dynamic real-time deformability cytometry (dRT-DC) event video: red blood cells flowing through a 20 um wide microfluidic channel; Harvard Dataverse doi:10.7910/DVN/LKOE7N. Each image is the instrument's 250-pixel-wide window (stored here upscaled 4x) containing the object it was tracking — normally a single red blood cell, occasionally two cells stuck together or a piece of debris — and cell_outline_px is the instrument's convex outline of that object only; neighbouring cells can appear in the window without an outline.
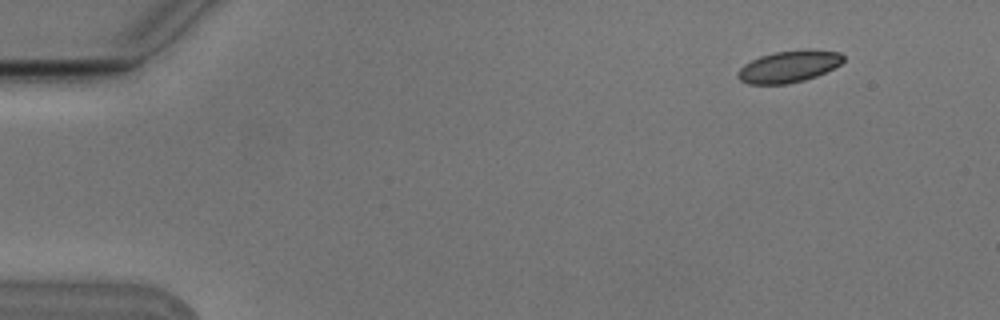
{"species": "Egyptian fruit bat (a non-hibernating species)", "species_latin": "Rousettus aegyptiacus", "temperature_condition": "cold", "stored_images_in_passage": 4, "camera_frame_rate_fps": 3000, "um_per_image_px": 0.085, "animal": {"sex": "male"}, "frame": {"image": 1, "passage_image": 2, "time_ms": 0.333, "image_size_px": [1000, 320], "cell_outline_px": [[844, 60], [840, 64], [816, 76], [804, 80], [788, 84], [748, 84], [740, 80], [736, 76], [740, 68], [744, 64], [760, 56], [776, 52], [840, 52], [844, 56]], "centroid_in_image_um": [66.97, 5.71], "position_along_channel_um": 18.0, "area_um2": 18.67}}